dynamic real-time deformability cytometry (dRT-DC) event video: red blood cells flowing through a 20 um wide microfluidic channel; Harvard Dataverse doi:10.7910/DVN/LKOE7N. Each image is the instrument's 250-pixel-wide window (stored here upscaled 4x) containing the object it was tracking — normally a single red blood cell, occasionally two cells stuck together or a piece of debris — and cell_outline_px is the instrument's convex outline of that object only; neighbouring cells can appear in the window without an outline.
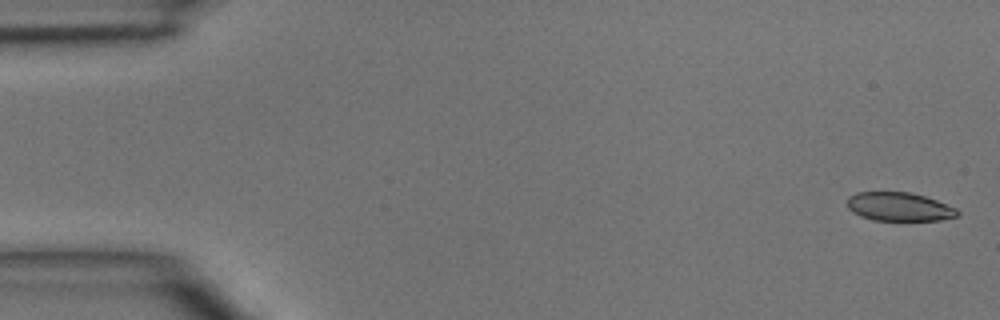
{"species": "common noctule bat (a hibernating species)", "species_latin": "Nyctalus noctula", "temperature_condition": "room temperature", "stored_images_in_passage": 46, "camera_frame_rate_fps": 3000, "um_per_image_px": 0.085, "animal": {"sex": "male", "body_mass_g": 15.6}, "frame": {"image": 1, "passage_image": 1, "time_ms": 0.0, "image_size_px": [1000, 320], "cell_outline_px": [[960, 212], [956, 216], [940, 220], [872, 220], [860, 216], [852, 212], [848, 208], [848, 196], [856, 192], [908, 192], [924, 196], [936, 200], [956, 208]], "centroid_in_image_um": [76.4, 17.57], "position_along_channel_um": 8.6, "area_um2": 18.32}}
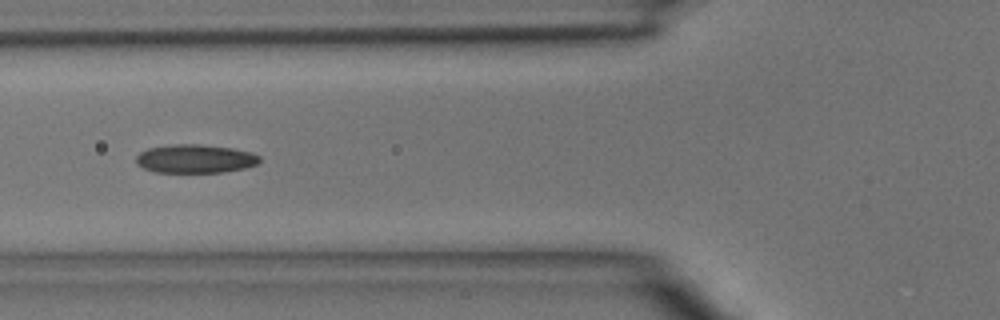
{"frame": {"image": 2, "passage_image": 17, "time_ms": 5.333, "image_size_px": [1000, 320], "cell_outline_px": [[260, 160], [256, 164], [244, 168], [224, 172], [156, 172], [144, 168], [136, 164], [136, 156], [140, 152], [148, 148], [172, 144], [200, 144], [232, 148], [252, 152], [260, 156]], "centroid_in_image_um": [16.58, 13.49], "position_along_channel_um": 109.2, "area_um2": 20.58}}
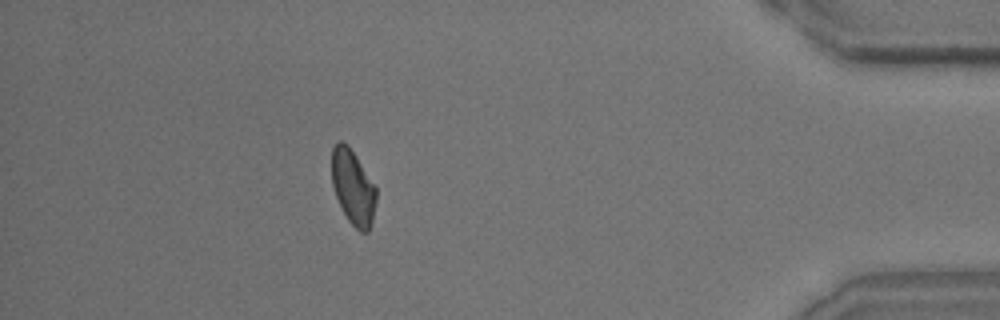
{"frame": {"image": 3, "passage_image": 41, "time_ms": 13.333, "image_size_px": [1000, 320], "cell_outline_px": [[376, 200], [372, 220], [368, 232], [360, 232], [348, 220], [336, 196], [332, 184], [332, 148], [340, 140], [348, 144], [356, 156], [376, 188]], "centroid_in_image_um": [30.0, 15.91], "position_along_channel_um": 405.2, "area_um2": 19.07}}